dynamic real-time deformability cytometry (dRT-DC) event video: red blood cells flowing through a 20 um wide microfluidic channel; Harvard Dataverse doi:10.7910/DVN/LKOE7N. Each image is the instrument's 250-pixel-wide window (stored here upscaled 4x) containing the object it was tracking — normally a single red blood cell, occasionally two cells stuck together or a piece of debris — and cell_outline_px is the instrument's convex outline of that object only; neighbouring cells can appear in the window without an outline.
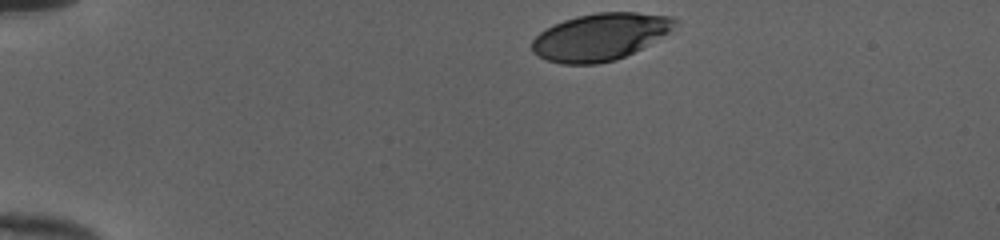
{"species": "human", "species_latin": "Homo sapiens", "temperature_condition": "cold", "stored_images_in_passage": 35, "camera_frame_rate_fps": 3000, "um_per_image_px": 0.085, "donor": {"sex": "female"}, "frame": {"image": 1, "passage_image": 1, "time_ms": 0.0, "image_size_px": [1000, 240], "cell_outline_px": [[680, 20], [668, 32], [648, 44], [616, 60], [596, 64], [560, 64], [548, 60], [532, 52], [532, 40], [540, 32], [564, 20], [576, 16], [596, 12], [636, 12], [672, 16]], "centroid_in_image_um": [51.01, 3.12], "position_along_channel_um": 34.0, "area_um2": 38.9}}
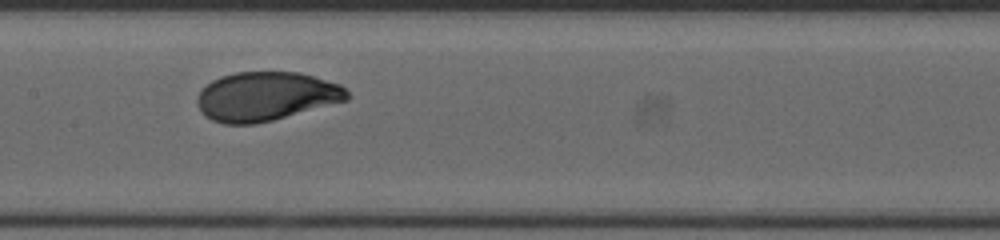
{"frame": {"image": 2, "passage_image": 18, "time_ms": 5.667, "image_size_px": [1000, 240], "cell_outline_px": [[352, 96], [348, 100], [272, 120], [256, 124], [224, 124], [212, 120], [200, 108], [196, 100], [196, 96], [200, 88], [212, 80], [220, 76], [236, 72], [300, 72], [340, 84]], "centroid_in_image_um": [22.6, 8.18], "position_along_channel_um": 184.8, "area_um2": 42.83}}
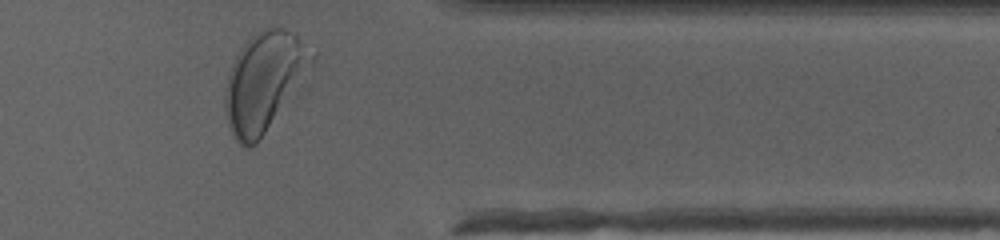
{"frame": {"image": 3, "passage_image": 34, "time_ms": 11.0, "image_size_px": [1000, 240], "cell_outline_px": [[316, 56], [312, 64], [256, 144], [248, 148], [240, 144], [236, 140], [228, 124], [224, 108], [224, 88], [228, 72], [236, 56], [244, 44], [256, 32], [268, 28], [284, 28], [296, 36], [316, 52]], "centroid_in_image_um": [22.4, 6.91], "position_along_channel_um": 389.0, "area_um2": 48.61}, "authors_computed_cell_mechanics": {"area_um2": 42.8298, "velocity_mm_per_s": 3.9671, "shape_relaxation_time_tau1_ms": 2.327, "shape_relaxation_time_tau2_ms": null, "deformation_change_tau1": 0.142, "deformation_change_tau2": null}}